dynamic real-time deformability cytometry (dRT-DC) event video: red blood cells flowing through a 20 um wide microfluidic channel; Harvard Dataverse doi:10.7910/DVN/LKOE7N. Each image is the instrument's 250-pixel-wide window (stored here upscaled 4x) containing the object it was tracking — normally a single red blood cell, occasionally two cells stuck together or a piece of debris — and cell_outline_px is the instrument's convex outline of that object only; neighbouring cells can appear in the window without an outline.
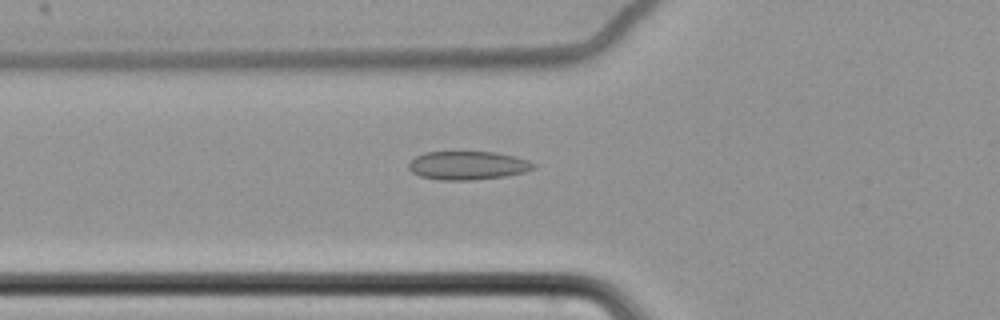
{"species": "common noctule bat (a hibernating species)", "species_latin": "Nyctalus noctula", "temperature_condition": "cold", "stored_images_in_passage": 63, "camera_frame_rate_fps": 3000, "um_per_image_px": 0.085, "animal": {"sex": "female", "body_mass_g": 22.7, "forearm_length_mm": 54.2}, "frame": {"image": 1, "passage_image": 25, "time_ms": 8.0, "image_size_px": [1000, 320], "cell_outline_px": [[536, 168], [524, 172], [504, 176], [472, 180], [444, 180], [420, 176], [412, 172], [408, 168], [408, 164], [416, 156], [424, 152], [496, 152], [516, 156], [528, 160], [536, 164]], "centroid_in_image_um": [39.78, 14.06], "position_along_channel_um": 86.0, "area_um2": 20.75}}
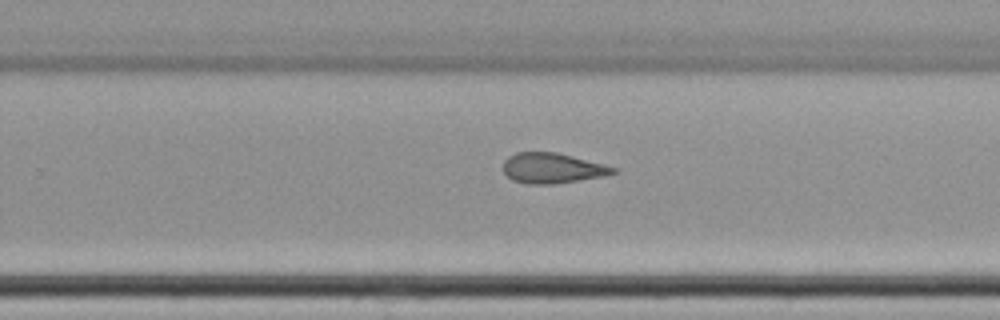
{"frame": {"image": 2, "passage_image": 42, "time_ms": 13.667, "image_size_px": [1000, 320], "cell_outline_px": [[620, 172], [604, 176], [556, 184], [528, 184], [512, 180], [504, 172], [504, 160], [508, 156], [516, 152], [556, 152], [620, 168]], "centroid_in_image_um": [46.99, 14.3], "position_along_channel_um": 282.8, "area_um2": 19.59}}
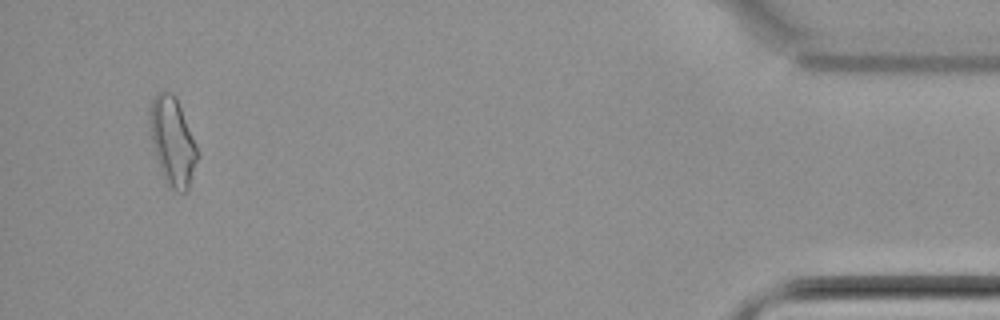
{"frame": {"image": 3, "passage_image": 60, "time_ms": 19.667, "image_size_px": [1000, 320], "cell_outline_px": [[200, 156], [188, 188], [184, 192], [176, 192], [168, 184], [160, 168], [156, 156], [152, 140], [148, 112], [148, 108], [152, 96], [156, 92], [172, 92], [176, 96], [196, 144]], "centroid_in_image_um": [14.67, 11.97], "position_along_channel_um": 420.5, "area_um2": 24.45}, "authors_computed_cell_mechanics": {"area_um2": 21.386, "velocity_mm_per_s": 3.4791, "shape_relaxation_time_tau1_ms": null, "shape_relaxation_time_tau2_ms": 5.992, "deformation_change_tau1": null, "deformation_change_tau2": 0.1194}}